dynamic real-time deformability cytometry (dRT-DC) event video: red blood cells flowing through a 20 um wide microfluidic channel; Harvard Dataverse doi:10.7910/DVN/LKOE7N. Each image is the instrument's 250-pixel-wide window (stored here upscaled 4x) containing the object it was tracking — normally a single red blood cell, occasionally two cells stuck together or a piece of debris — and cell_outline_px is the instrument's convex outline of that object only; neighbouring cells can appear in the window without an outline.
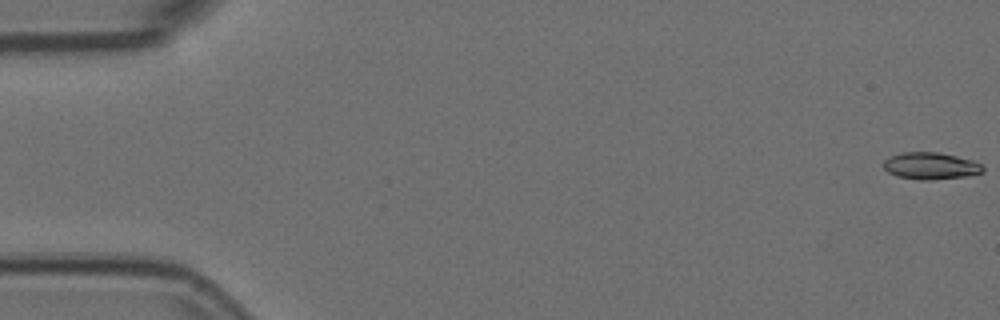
{"species": "Egyptian fruit bat (a non-hibernating species)", "species_latin": "Rousettus aegyptiacus", "temperature_condition": "room temperature", "stored_images_in_passage": 57, "camera_frame_rate_fps": 3000, "um_per_image_px": 0.085, "animal": {"sex": "female"}, "frame": {"image": 1, "passage_image": 1, "time_ms": 0.0, "image_size_px": [1000, 320], "cell_outline_px": [[984, 172], [964, 176], [928, 180], [920, 180], [896, 176], [888, 172], [884, 168], [884, 160], [888, 156], [900, 152], [940, 152], [976, 160], [984, 168]], "centroid_in_image_um": [79.1, 14.08], "position_along_channel_um": 5.9, "area_um2": 15.78}}
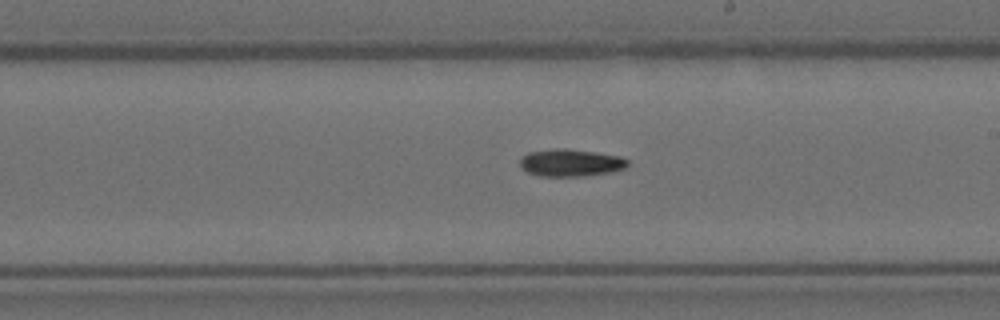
{"frame": {"image": 2, "passage_image": 33, "time_ms": 10.667, "image_size_px": [1000, 320], "cell_outline_px": [[628, 164], [624, 168], [612, 172], [584, 176], [540, 176], [528, 172], [520, 164], [520, 156], [528, 152], [556, 148], [564, 148], [596, 152], [620, 156], [628, 160]], "centroid_in_image_um": [48.5, 13.83], "position_along_channel_um": 240.5, "area_um2": 17.17}}
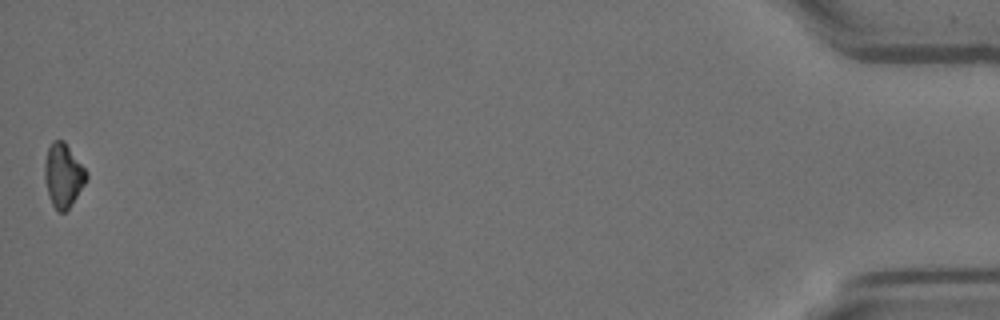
{"frame": {"image": 3, "passage_image": 57, "time_ms": 18.667, "image_size_px": [1000, 320], "cell_outline_px": [[88, 176], [84, 184], [68, 208], [64, 212], [56, 212], [52, 204], [48, 192], [44, 176], [44, 164], [48, 148], [52, 140], [64, 140], [88, 172]], "centroid_in_image_um": [5.37, 14.87], "position_along_channel_um": 429.8, "area_um2": 15.37}}